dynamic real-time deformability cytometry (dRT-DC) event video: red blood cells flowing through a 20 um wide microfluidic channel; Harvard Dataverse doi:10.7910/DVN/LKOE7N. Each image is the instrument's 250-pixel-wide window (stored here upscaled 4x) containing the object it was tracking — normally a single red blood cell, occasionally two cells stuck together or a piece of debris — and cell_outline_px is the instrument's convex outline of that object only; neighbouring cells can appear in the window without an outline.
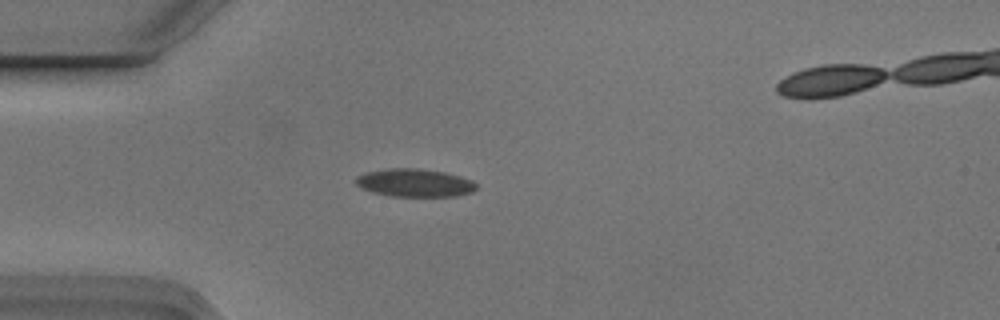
{"species": "Egyptian fruit bat (a non-hibernating species)", "species_latin": "Rousettus aegyptiacus", "temperature_condition": "cold", "stored_images_in_passage": 5, "camera_frame_rate_fps": 3000, "um_per_image_px": 0.085, "animal": {"sex": "male"}, "frame": {"image": 1, "passage_image": 4, "time_ms": 1.0, "image_size_px": [1000, 320], "cell_outline_px": [[476, 188], [472, 192], [456, 196], [392, 196], [372, 192], [360, 188], [356, 184], [356, 176], [364, 172], [388, 168], [416, 168], [444, 172], [460, 176], [472, 180], [476, 184]], "centroid_in_image_um": [35.22, 15.53], "position_along_channel_um": 49.8, "area_um2": 19.71}}